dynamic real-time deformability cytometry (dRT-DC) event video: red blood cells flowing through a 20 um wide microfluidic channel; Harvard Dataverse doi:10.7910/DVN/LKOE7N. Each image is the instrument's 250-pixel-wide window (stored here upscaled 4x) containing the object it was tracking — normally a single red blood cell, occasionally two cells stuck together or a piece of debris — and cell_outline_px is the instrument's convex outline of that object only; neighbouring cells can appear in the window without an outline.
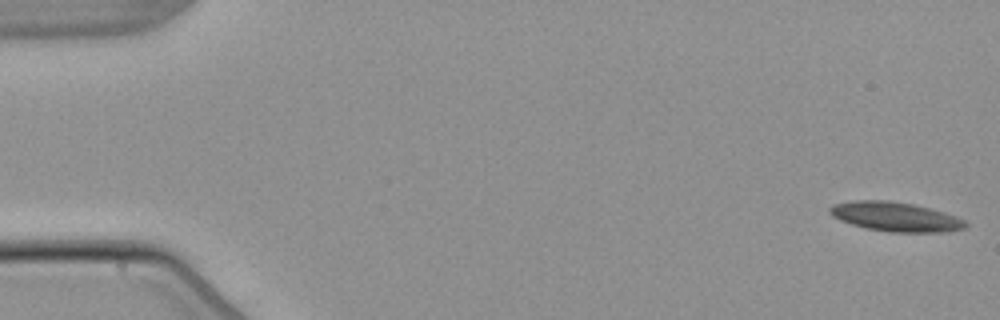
{"species": "common noctule bat (a hibernating species)", "species_latin": "Nyctalus noctula", "temperature_condition": "warm", "stored_images_in_passage": 5, "segment_of_instrument_passage": [1, 2], "camera_frame_rate_fps": 3000, "um_per_image_px": 0.085, "animal": {"sex": "male", "body_mass_g": 21.5, "forearm_length_mm": 52.0}, "frame": {"image": 1, "passage_image": 1, "time_ms": 0.0, "image_size_px": [1000, 320], "cell_outline_px": [[968, 224], [964, 228], [948, 232], [888, 232], [868, 228], [852, 224], [840, 220], [832, 216], [828, 212], [828, 208], [832, 204], [852, 200], [892, 200], [912, 204], [944, 212], [956, 216], [964, 220]], "centroid_in_image_um": [76.09, 18.41], "position_along_channel_um": 8.9, "area_um2": 23.29}}
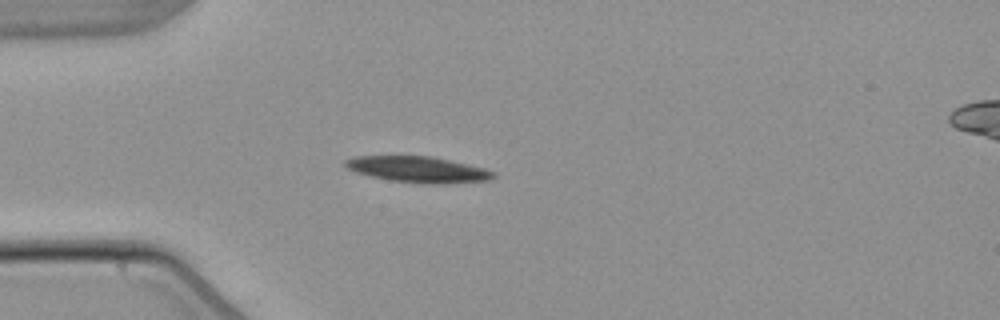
{"frame": {"image": 2, "passage_image": 4, "time_ms": 4.667, "image_size_px": [1000, 320], "cell_outline_px": [[496, 176], [492, 180], [436, 184], [432, 184], [392, 180], [372, 176], [356, 172], [348, 168], [344, 164], [344, 160], [352, 156], [432, 156], [468, 164], [484, 168], [496, 172]], "centroid_in_image_um": [35.57, 14.39], "position_along_channel_um": 49.4, "area_um2": 22.31}}